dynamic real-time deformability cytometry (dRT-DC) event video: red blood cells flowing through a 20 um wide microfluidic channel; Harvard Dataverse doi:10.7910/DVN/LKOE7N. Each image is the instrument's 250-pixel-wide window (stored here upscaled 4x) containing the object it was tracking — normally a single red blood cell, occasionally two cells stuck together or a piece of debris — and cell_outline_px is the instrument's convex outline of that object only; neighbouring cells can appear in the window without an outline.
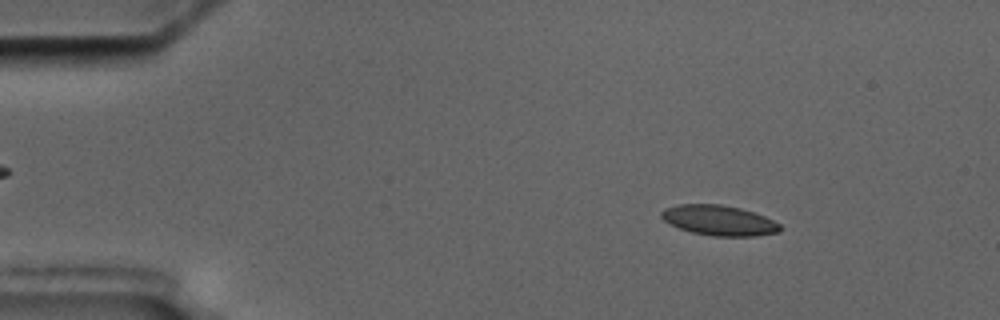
{"species": "common noctule bat (a hibernating species)", "species_latin": "Nyctalus noctula", "temperature_condition": "cold", "stored_images_in_passage": 4, "camera_frame_rate_fps": 3000, "um_per_image_px": 0.085, "animal": {"sex": "male", "body_mass_g": 17.5, "forearm_length_mm": 52.3}, "frame": {"image": 1, "passage_image": 1, "time_ms": 0.0, "image_size_px": [1000, 320], "cell_outline_px": [[780, 232], [752, 236], [712, 236], [692, 232], [680, 228], [664, 220], [660, 216], [660, 212], [664, 208], [680, 204], [720, 204], [740, 208], [764, 216], [780, 224]], "centroid_in_image_um": [61.1, 18.73], "position_along_channel_um": 23.9, "area_um2": 20.69}}
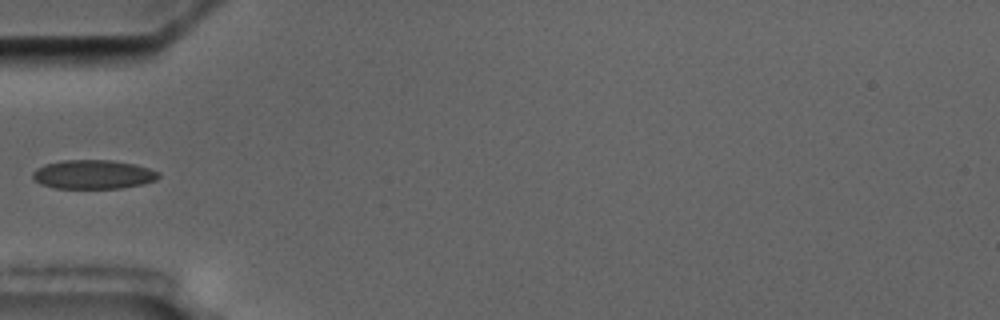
{"frame": {"image": 2, "passage_image": 4, "time_ms": 3.667, "image_size_px": [1000, 320], "cell_outline_px": [[160, 176], [156, 180], [140, 184], [120, 188], [52, 188], [40, 184], [32, 176], [32, 172], [36, 168], [44, 164], [64, 160], [112, 160], [136, 164], [160, 172]], "centroid_in_image_um": [7.91, 14.82], "position_along_channel_um": 77.1, "area_um2": 21.33}}